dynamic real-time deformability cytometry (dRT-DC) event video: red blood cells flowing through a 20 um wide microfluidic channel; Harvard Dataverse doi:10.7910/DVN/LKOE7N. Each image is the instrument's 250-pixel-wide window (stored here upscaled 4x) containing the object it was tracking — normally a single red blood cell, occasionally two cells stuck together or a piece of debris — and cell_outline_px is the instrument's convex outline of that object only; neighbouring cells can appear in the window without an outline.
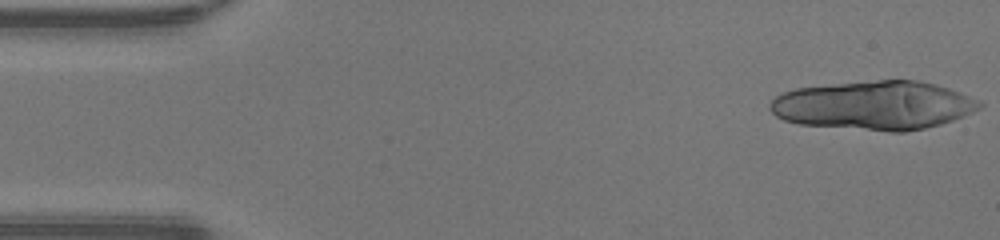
{"species": "human", "species_latin": "Homo sapiens", "temperature_condition": "warm", "stored_images_in_passage": 15, "camera_frame_rate_fps": 3000, "um_per_image_px": 0.085, "donor": {"sex": "male"}, "frame": {"image": 1, "passage_image": 1, "time_ms": 0.0, "image_size_px": [1000, 240], "cell_outline_px": [[984, 104], [980, 108], [972, 112], [952, 120], [940, 124], [924, 128], [904, 132], [888, 132], [800, 124], [784, 120], [776, 116], [768, 108], [768, 104], [776, 96], [784, 92], [796, 88], [880, 80], [916, 80], [948, 88], [980, 100]], "centroid_in_image_um": [74.28, 8.97], "position_along_channel_um": 10.7, "area_um2": 59.25}}